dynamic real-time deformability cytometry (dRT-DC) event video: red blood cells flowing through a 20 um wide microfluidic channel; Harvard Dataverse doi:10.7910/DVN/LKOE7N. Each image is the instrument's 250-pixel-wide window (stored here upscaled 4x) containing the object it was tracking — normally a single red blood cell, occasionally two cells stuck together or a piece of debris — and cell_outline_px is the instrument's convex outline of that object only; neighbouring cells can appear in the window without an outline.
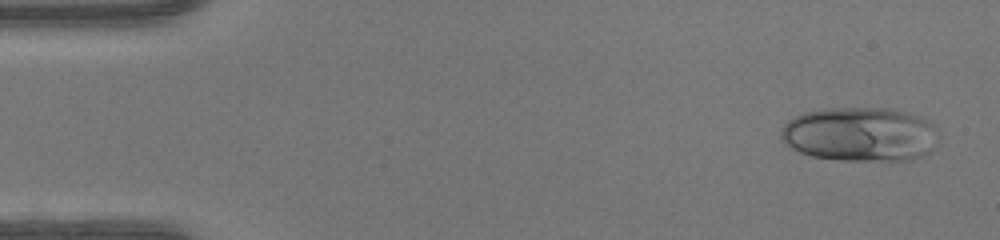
{"species": "human", "species_latin": "Homo sapiens", "temperature_condition": "warm", "stored_images_in_passage": 47, "camera_frame_rate_fps": 3000, "um_per_image_px": 0.085, "donor": {"sex": "female"}, "frame": {"image": 1, "passage_image": 2, "time_ms": 0.333, "image_size_px": [1000, 240], "cell_outline_px": [[936, 128], [932, 152], [912, 160], [836, 160], [812, 156], [800, 152], [784, 144], [780, 140], [780, 132], [784, 124], [788, 120], [804, 112], [824, 108], [892, 108], [920, 116], [928, 120]], "centroid_in_image_um": [73.08, 11.41], "position_along_channel_um": 11.9, "area_um2": 50.17}}
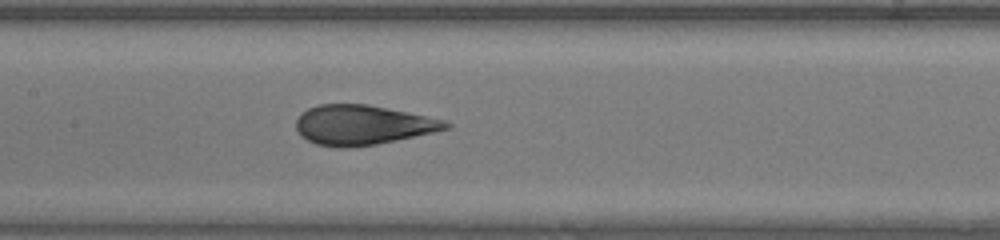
{"frame": {"image": 2, "passage_image": 22, "time_ms": 7.0, "image_size_px": [1000, 240], "cell_outline_px": [[452, 124], [448, 128], [436, 132], [376, 144], [348, 148], [336, 148], [316, 144], [300, 136], [296, 128], [296, 120], [308, 108], [320, 104], [368, 104], [448, 120]], "centroid_in_image_um": [30.84, 10.63], "position_along_channel_um": 176.6, "area_um2": 34.8}}
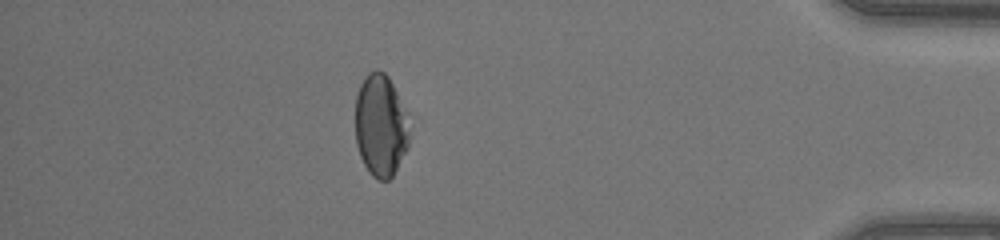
{"frame": {"image": 3, "passage_image": 41, "time_ms": 13.333, "image_size_px": [1000, 240], "cell_outline_px": [[416, 116], [408, 148], [392, 176], [388, 180], [376, 180], [368, 172], [360, 156], [356, 144], [356, 96], [360, 84], [368, 72], [376, 68], [384, 72], [388, 76]], "centroid_in_image_um": [32.48, 10.61], "position_along_channel_um": 402.7, "area_um2": 34.33}, "authors_computed_cell_mechanics": {"area_um2": 35.547, "velocity_mm_per_s": 4.3304, "shape_relaxation_time_tau1_ms": 9.6579, "shape_relaxation_time_tau2_ms": null, "deformation_change_tau1": 0.2864, "deformation_change_tau2": null}}